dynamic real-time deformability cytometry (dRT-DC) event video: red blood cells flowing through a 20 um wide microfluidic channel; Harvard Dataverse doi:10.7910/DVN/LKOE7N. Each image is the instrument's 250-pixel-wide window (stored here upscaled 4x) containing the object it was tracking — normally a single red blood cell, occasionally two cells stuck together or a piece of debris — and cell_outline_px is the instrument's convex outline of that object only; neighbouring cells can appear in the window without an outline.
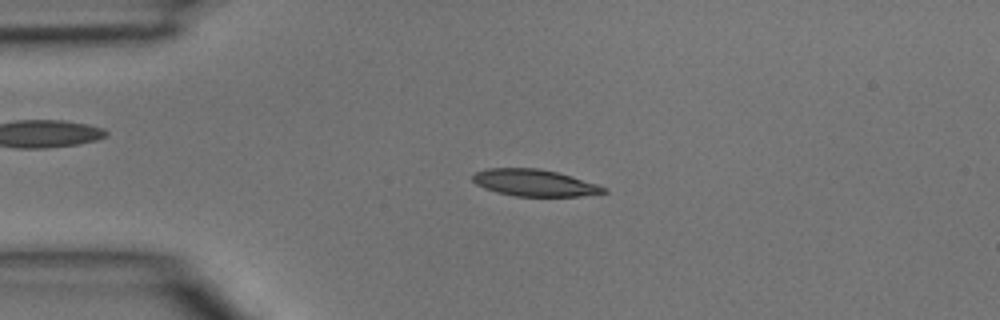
{"species": "common noctule bat (a hibernating species)", "species_latin": "Nyctalus noctula", "temperature_condition": "room temperature", "stored_images_in_passage": 46, "camera_frame_rate_fps": 3000, "um_per_image_px": 0.085, "animal": {"sex": "male", "body_mass_g": 15.6}, "frame": {"image": 1, "passage_image": 11, "time_ms": 3.333, "image_size_px": [1000, 320], "cell_outline_px": [[608, 192], [580, 196], [516, 196], [496, 192], [484, 188], [476, 184], [472, 180], [472, 176], [476, 172], [488, 168], [536, 168], [556, 172], [572, 176], [608, 188]], "centroid_in_image_um": [45.42, 15.54], "position_along_channel_um": 39.6, "area_um2": 20.35}}
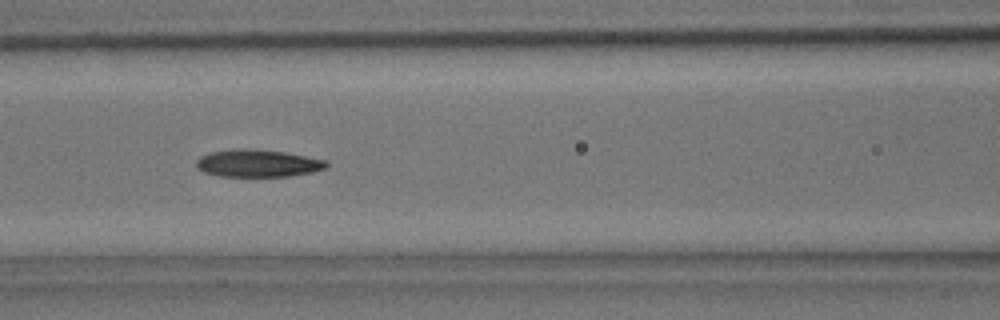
{"frame": {"image": 2, "passage_image": 20, "time_ms": 6.333, "image_size_px": [1000, 320], "cell_outline_px": [[328, 164], [324, 168], [312, 172], [288, 176], [220, 176], [204, 172], [196, 168], [196, 160], [200, 156], [212, 152], [248, 148], [284, 152], [328, 160]], "centroid_in_image_um": [21.91, 13.88], "position_along_channel_um": 144.7, "area_um2": 20.58}}
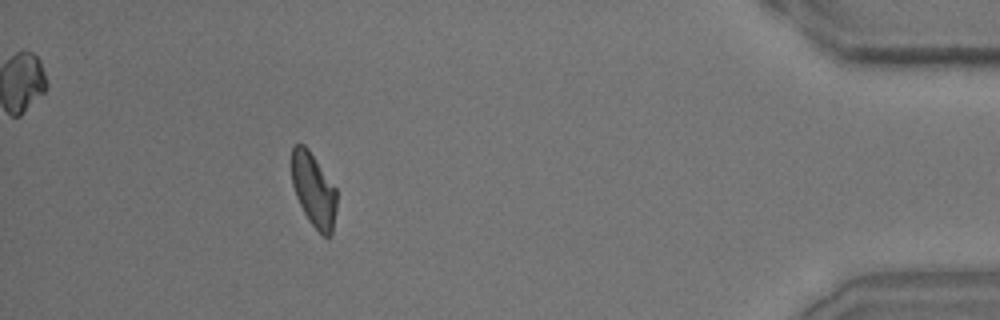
{"frame": {"image": 3, "passage_image": 42, "time_ms": 13.667, "image_size_px": [1000, 320], "cell_outline_px": [[336, 208], [332, 236], [324, 236], [312, 224], [304, 212], [296, 196], [292, 184], [292, 148], [296, 144], [304, 144], [308, 148], [336, 188]], "centroid_in_image_um": [26.67, 16.14], "position_along_channel_um": 408.5, "area_um2": 19.13}}